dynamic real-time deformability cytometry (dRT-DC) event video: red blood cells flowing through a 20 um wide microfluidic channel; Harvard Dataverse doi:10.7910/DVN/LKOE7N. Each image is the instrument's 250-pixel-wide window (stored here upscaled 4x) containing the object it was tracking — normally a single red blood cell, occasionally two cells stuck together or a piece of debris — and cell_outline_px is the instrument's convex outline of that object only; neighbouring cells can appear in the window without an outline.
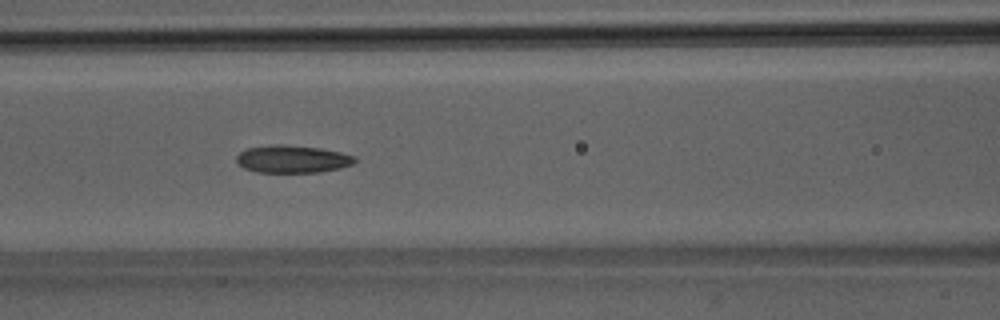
{"species": "Egyptian fruit bat (a non-hibernating species)", "species_latin": "Rousettus aegyptiacus", "temperature_condition": "room temperature", "stored_images_in_passage": 7, "camera_frame_rate_fps": 3000, "um_per_image_px": 0.085, "animal": {"sex": "male"}, "frame": {"image": 1, "passage_image": 6, "time_ms": 5.667, "image_size_px": [1000, 320], "cell_outline_px": [[356, 160], [352, 164], [340, 168], [320, 172], [256, 172], [244, 168], [236, 164], [236, 156], [240, 152], [248, 148], [276, 144], [280, 144], [320, 148], [340, 152], [356, 156]], "centroid_in_image_um": [24.83, 13.52], "position_along_channel_um": 141.8, "area_um2": 19.02}}